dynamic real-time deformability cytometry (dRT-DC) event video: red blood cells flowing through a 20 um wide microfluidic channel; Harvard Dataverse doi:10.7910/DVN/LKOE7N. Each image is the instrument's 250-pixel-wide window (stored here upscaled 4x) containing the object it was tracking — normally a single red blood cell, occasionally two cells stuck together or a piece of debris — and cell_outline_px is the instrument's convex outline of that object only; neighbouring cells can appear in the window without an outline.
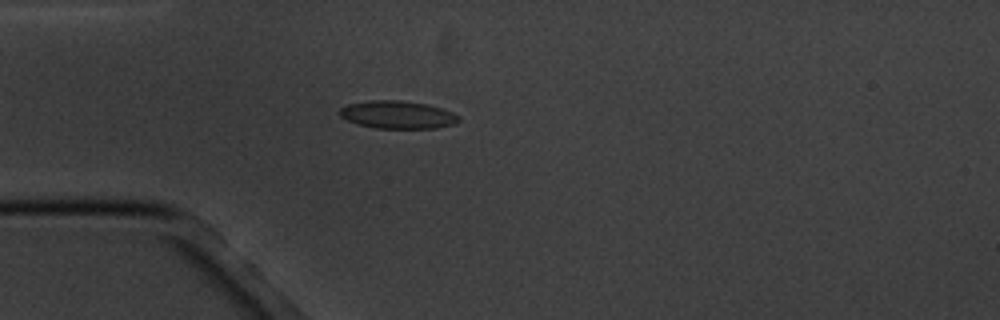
{"species": "common noctule bat (a hibernating species)", "species_latin": "Nyctalus noctula", "temperature_condition": "cold", "stored_images_in_passage": 9, "camera_frame_rate_fps": 3000, "um_per_image_px": 0.085, "animal": {"sex": "male", "body_mass_g": 20.1, "forearm_length_mm": 53.5}, "frame": {"image": 1, "passage_image": 1, "time_ms": 0.0, "image_size_px": [1000, 320], "cell_outline_px": [[460, 120], [452, 124], [436, 128], [376, 128], [356, 124], [340, 116], [336, 112], [340, 108], [348, 104], [368, 100], [400, 100], [428, 104], [452, 112], [460, 116]], "centroid_in_image_um": [33.75, 9.74], "position_along_channel_um": 51.2, "area_um2": 19.36}}
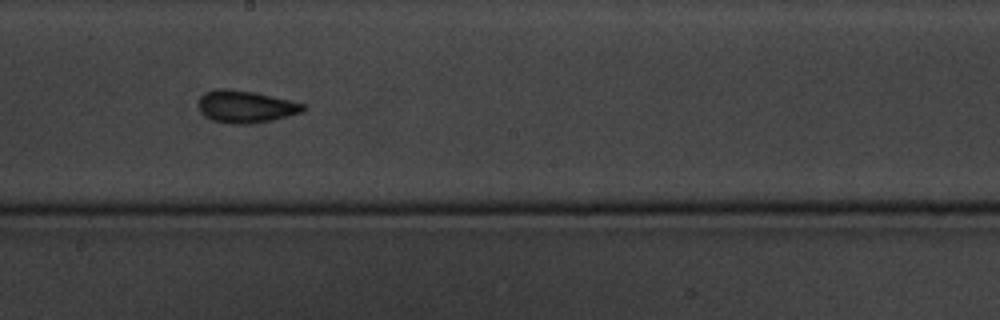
{"frame": {"image": 2, "passage_image": 6, "time_ms": 5.333, "image_size_px": [1000, 320], "cell_outline_px": [[308, 108], [304, 112], [272, 120], [252, 124], [232, 124], [212, 120], [200, 108], [200, 96], [216, 88], [228, 88], [252, 92], [288, 100], [304, 104]], "centroid_in_image_um": [20.94, 9.07], "position_along_channel_um": 227.3, "area_um2": 19.36}}
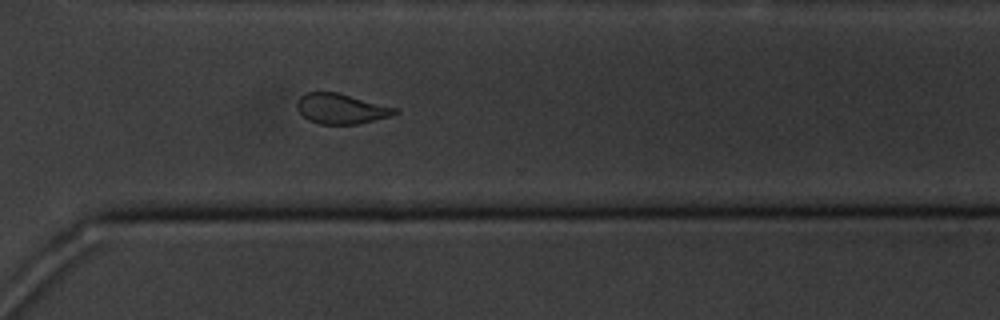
{"frame": {"image": 3, "passage_image": 9, "time_ms": 8.667, "image_size_px": [1000, 320], "cell_outline_px": [[400, 112], [392, 116], [356, 124], [320, 124], [308, 120], [296, 108], [296, 104], [300, 96], [304, 92], [336, 92], [400, 108]], "centroid_in_image_um": [29.03, 9.23], "position_along_channel_um": 341.6, "area_um2": 17.4}}